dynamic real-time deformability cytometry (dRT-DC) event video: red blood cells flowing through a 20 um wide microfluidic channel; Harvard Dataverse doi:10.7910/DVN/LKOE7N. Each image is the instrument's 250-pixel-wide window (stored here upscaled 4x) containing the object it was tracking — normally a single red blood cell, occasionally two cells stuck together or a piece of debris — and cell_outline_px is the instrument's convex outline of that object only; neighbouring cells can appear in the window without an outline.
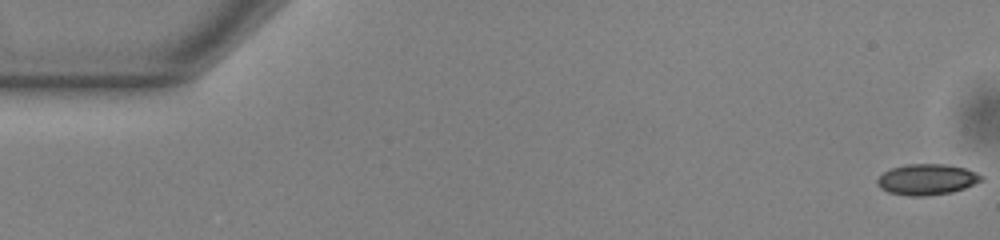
{"species": "common noctule bat (a hibernating species)", "species_latin": "Nyctalus noctula", "temperature_condition": "warm", "stored_images_in_passage": 53, "camera_frame_rate_fps": 3000, "um_per_image_px": 0.085, "animal": {"sex": "male", "body_mass_g": 13.0, "forearm_length_mm": 53.1}, "frame": {"image": 1, "passage_image": 1, "time_ms": 0.0, "image_size_px": [1000, 240], "cell_outline_px": [[984, 180], [964, 188], [952, 192], [924, 196], [908, 196], [888, 192], [880, 188], [876, 184], [876, 180], [884, 172], [892, 168], [908, 164], [948, 164], [964, 168], [976, 172], [984, 176]], "centroid_in_image_um": [78.79, 15.25], "position_along_channel_um": 6.2, "area_um2": 18.79}}
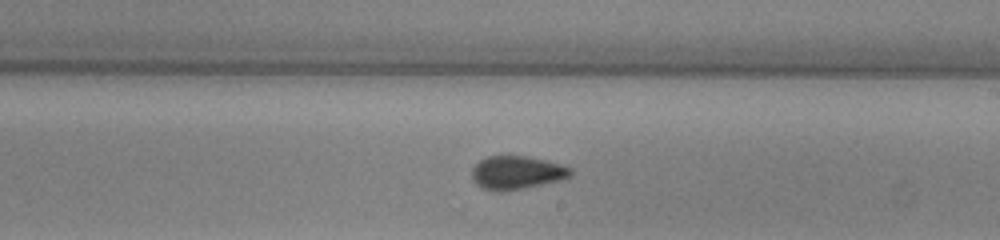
{"frame": {"image": 2, "passage_image": 31, "time_ms": 10.0, "image_size_px": [1000, 240], "cell_outline_px": [[572, 176], [560, 180], [524, 188], [504, 192], [496, 192], [484, 188], [476, 184], [472, 180], [472, 168], [480, 160], [488, 156], [524, 156], [544, 160], [560, 164], [572, 168]], "centroid_in_image_um": [43.91, 14.68], "position_along_channel_um": 245.1, "area_um2": 19.19}}
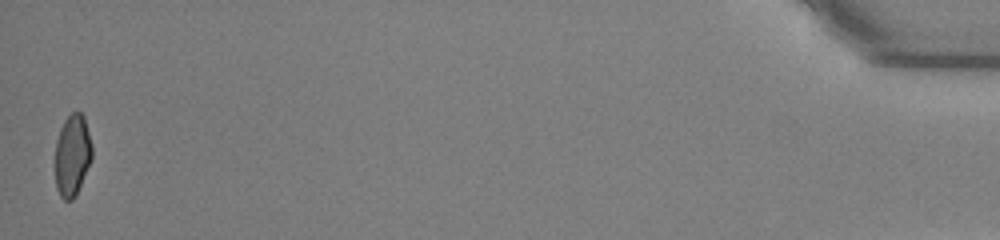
{"frame": {"image": 3, "passage_image": 53, "time_ms": 17.333, "image_size_px": [1000, 240], "cell_outline_px": [[92, 160], [76, 196], [72, 200], [64, 200], [60, 196], [56, 188], [56, 140], [60, 128], [64, 120], [72, 112], [80, 112], [84, 116], [92, 144]], "centroid_in_image_um": [6.16, 13.21], "position_along_channel_um": 429.0, "area_um2": 17.69}, "authors_computed_cell_mechanics": {"area_um2": 18.785, "velocity_mm_per_s": 3.8774, "shape_relaxation_time_tau1_ms": 4.4414, "shape_relaxation_time_tau2_ms": 2.069, "deformation_change_tau1": 0.1157, "deformation_change_tau2": 0.0566}}